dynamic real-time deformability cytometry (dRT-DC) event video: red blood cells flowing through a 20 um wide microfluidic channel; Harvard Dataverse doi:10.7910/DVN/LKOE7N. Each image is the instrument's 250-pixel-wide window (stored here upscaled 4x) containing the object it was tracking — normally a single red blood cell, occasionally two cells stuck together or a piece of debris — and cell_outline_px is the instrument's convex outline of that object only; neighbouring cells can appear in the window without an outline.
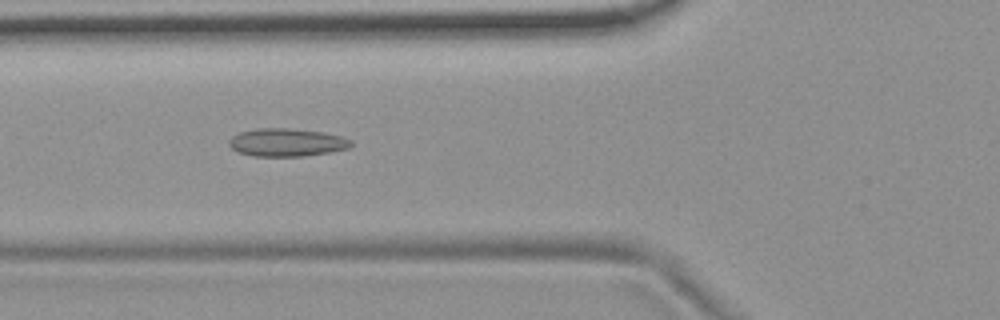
{"species": "common noctule bat (a hibernating species)", "species_latin": "Nyctalus noctula", "temperature_condition": "room temperature", "stored_images_in_passage": 7, "camera_frame_rate_fps": 3000, "um_per_image_px": 0.085, "animal": {"sex": "female", "body_mass_g": 19.9}, "frame": {"image": 1, "passage_image": 4, "time_ms": 4.333, "image_size_px": [1000, 320], "cell_outline_px": [[352, 144], [348, 148], [328, 152], [304, 156], [252, 156], [236, 152], [228, 144], [228, 140], [232, 136], [240, 132], [256, 128], [292, 128], [324, 132], [340, 136], [352, 140]], "centroid_in_image_um": [24.33, 12.1], "position_along_channel_um": 101.5, "area_um2": 20.0}}
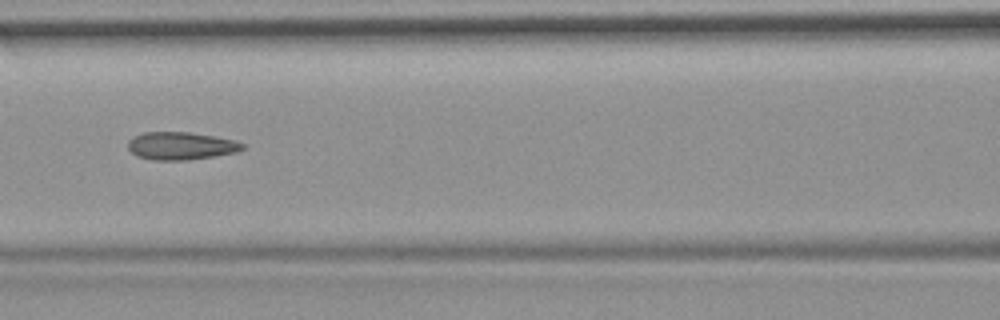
{"frame": {"image": 2, "passage_image": 5, "time_ms": 5.667, "image_size_px": [1000, 320], "cell_outline_px": [[244, 148], [236, 152], [216, 156], [188, 160], [152, 160], [136, 156], [128, 148], [128, 140], [132, 136], [144, 132], [188, 132], [216, 136], [236, 140], [244, 144]], "centroid_in_image_um": [15.37, 12.39], "position_along_channel_um": 151.2, "area_um2": 18.73}}